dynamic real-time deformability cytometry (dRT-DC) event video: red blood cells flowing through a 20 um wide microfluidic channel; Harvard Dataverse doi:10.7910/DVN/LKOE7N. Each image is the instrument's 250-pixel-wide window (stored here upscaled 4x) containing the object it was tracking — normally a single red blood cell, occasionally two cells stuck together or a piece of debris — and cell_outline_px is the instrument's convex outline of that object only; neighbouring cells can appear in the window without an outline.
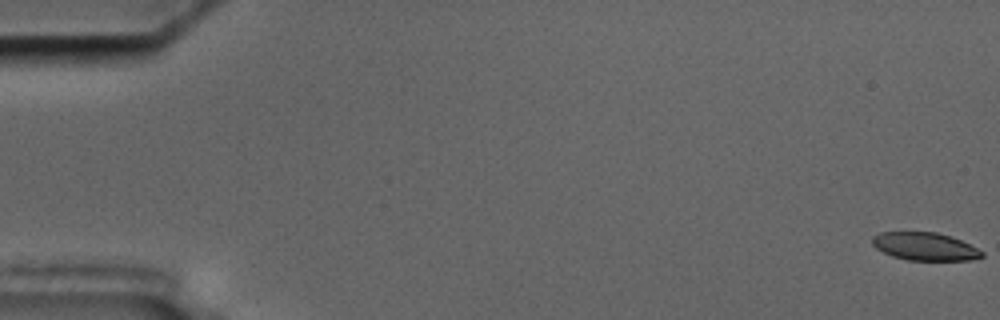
{"species": "common noctule bat (a hibernating species)", "species_latin": "Nyctalus noctula", "temperature_condition": "cold", "stored_images_in_passage": 57, "camera_frame_rate_fps": 3000, "um_per_image_px": 0.085, "animal": {"sex": "male", "body_mass_g": 17.5, "forearm_length_mm": 52.3}, "frame": {"image": 1, "passage_image": 1, "time_ms": 0.0, "image_size_px": [1000, 320], "cell_outline_px": [[984, 256], [968, 260], [908, 260], [892, 256], [876, 248], [872, 244], [872, 236], [880, 232], [936, 232], [960, 240], [984, 252]], "centroid_in_image_um": [78.58, 20.95], "position_along_channel_um": 6.4, "area_um2": 17.63}}
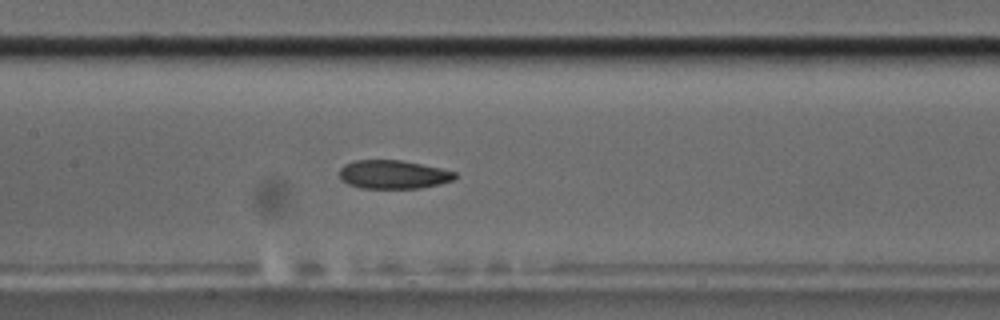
{"frame": {"image": 2, "passage_image": 28, "time_ms": 9.0, "image_size_px": [1000, 320], "cell_outline_px": [[456, 176], [452, 180], [440, 184], [420, 188], [360, 188], [348, 184], [340, 180], [340, 168], [344, 164], [356, 160], [400, 160], [440, 168], [456, 172]], "centroid_in_image_um": [33.4, 14.83], "position_along_channel_um": 174.0, "area_um2": 19.19}}
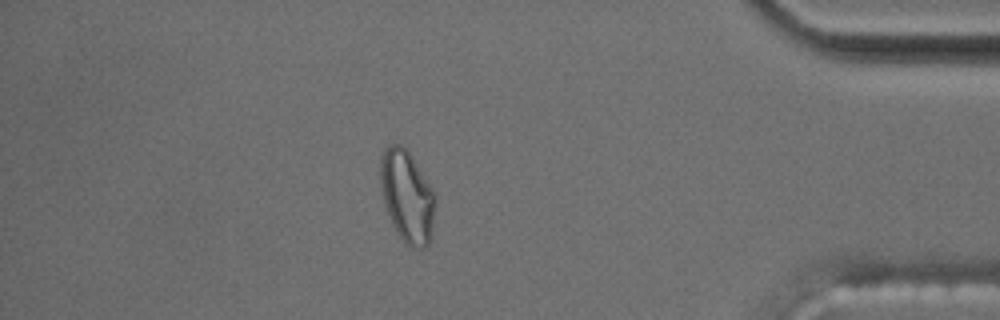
{"frame": {"image": 3, "passage_image": 50, "time_ms": 16.333, "image_size_px": [1000, 320], "cell_outline_px": [[436, 196], [432, 236], [428, 244], [424, 248], [412, 248], [400, 236], [392, 224], [384, 204], [380, 184], [380, 156], [384, 148], [388, 144], [400, 144], [408, 152], [436, 192]], "centroid_in_image_um": [34.61, 16.68], "position_along_channel_um": 400.6, "area_um2": 29.59}}